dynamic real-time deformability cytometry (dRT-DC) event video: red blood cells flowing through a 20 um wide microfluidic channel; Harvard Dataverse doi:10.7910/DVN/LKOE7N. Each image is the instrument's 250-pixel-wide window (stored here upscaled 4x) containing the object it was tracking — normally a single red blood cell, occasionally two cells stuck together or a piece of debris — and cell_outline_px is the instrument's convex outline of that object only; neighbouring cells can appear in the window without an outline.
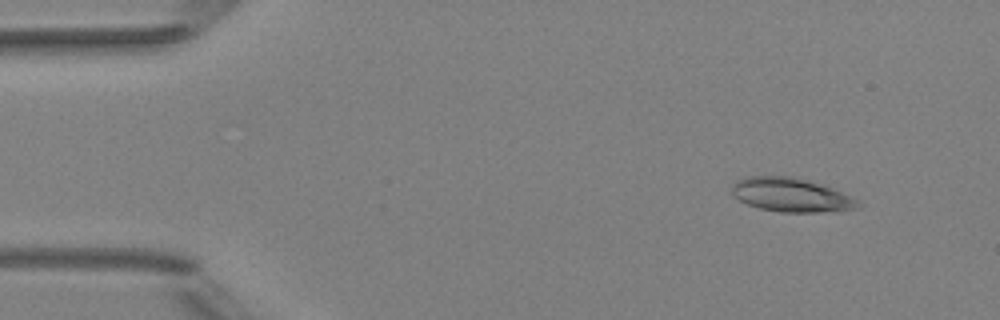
{"species": "Egyptian fruit bat (a non-hibernating species)", "species_latin": "Rousettus aegyptiacus", "temperature_condition": "room temperature", "stored_images_in_passage": 6, "camera_frame_rate_fps": 3000, "um_per_image_px": 0.085, "animal": {"sex": "female"}, "frame": {"image": 1, "passage_image": 2, "time_ms": 1.0, "image_size_px": [1000, 320], "cell_outline_px": [[864, 204], [860, 208], [820, 212], [780, 212], [760, 208], [748, 204], [732, 196], [732, 184], [736, 180], [744, 176], [792, 176], [820, 184], [832, 188], [860, 200]], "centroid_in_image_um": [67.25, 16.57], "position_along_channel_um": 17.7, "area_um2": 25.03}}
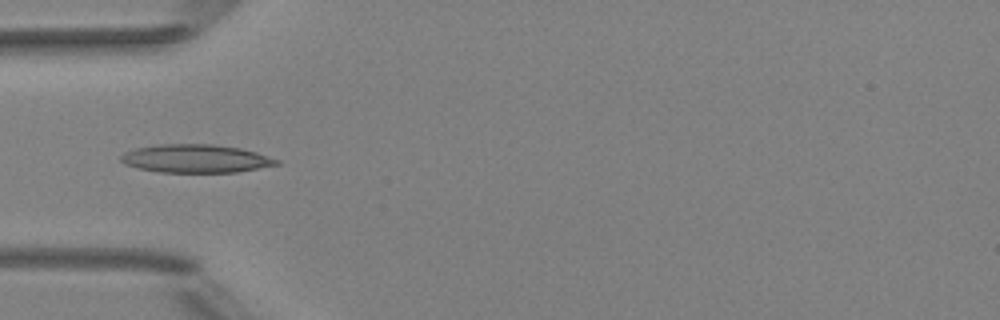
{"frame": {"image": 2, "passage_image": 5, "time_ms": 4.667, "image_size_px": [1000, 320], "cell_outline_px": [[280, 164], [236, 172], [160, 172], [140, 168], [124, 164], [120, 160], [120, 156], [124, 152], [136, 148], [156, 144], [212, 144], [240, 148], [256, 152], [280, 160]], "centroid_in_image_um": [16.63, 13.47], "position_along_channel_um": 68.4, "area_um2": 25.55}}
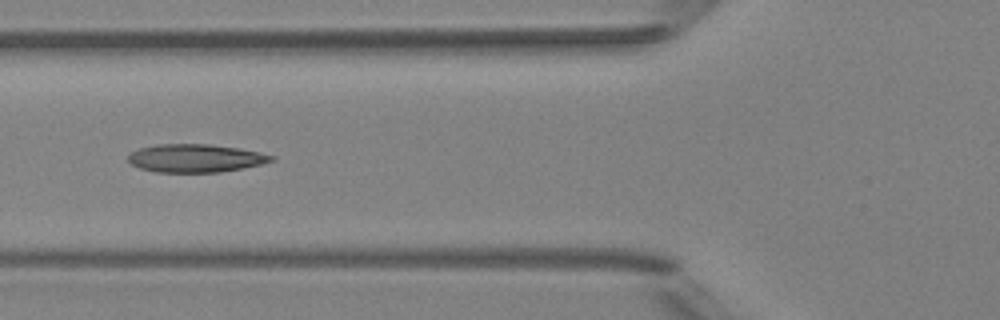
{"frame": {"image": 3, "passage_image": 6, "time_ms": 5.667, "image_size_px": [1000, 320], "cell_outline_px": [[276, 160], [244, 168], [220, 172], [156, 172], [140, 168], [132, 164], [128, 160], [128, 156], [132, 152], [140, 148], [156, 144], [208, 144], [240, 148], [260, 152], [276, 156]], "centroid_in_image_um": [16.66, 13.44], "position_along_channel_um": 109.1, "area_um2": 23.52}}